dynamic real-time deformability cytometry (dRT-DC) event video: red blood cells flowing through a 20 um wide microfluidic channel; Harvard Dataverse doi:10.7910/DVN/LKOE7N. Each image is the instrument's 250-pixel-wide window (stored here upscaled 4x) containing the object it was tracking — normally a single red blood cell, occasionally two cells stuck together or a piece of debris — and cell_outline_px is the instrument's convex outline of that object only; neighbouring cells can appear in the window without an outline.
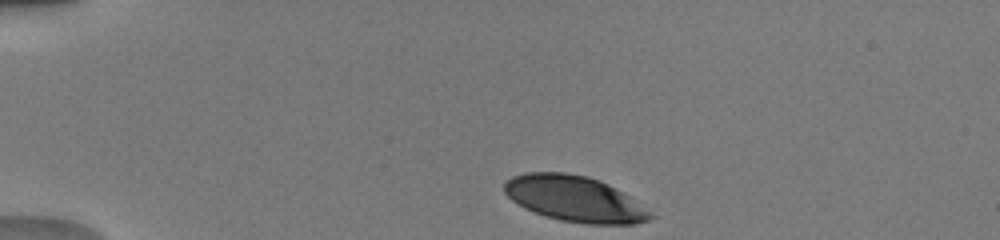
{"species": "human", "species_latin": "Homo sapiens", "temperature_condition": "warm", "stored_images_in_passage": 41, "camera_frame_rate_fps": 3000, "um_per_image_px": 0.085, "donor": {"sex": "male"}, "frame": {"image": 1, "passage_image": 1, "time_ms": 0.0, "image_size_px": [1000, 240], "cell_outline_px": [[656, 216], [648, 220], [632, 224], [584, 224], [560, 220], [544, 216], [524, 208], [512, 200], [504, 192], [504, 184], [512, 176], [524, 172], [564, 172], [588, 176], [600, 180], [616, 188], [628, 196]], "centroid_in_image_um": [48.82, 16.89], "position_along_channel_um": 36.2, "area_um2": 38.9}}
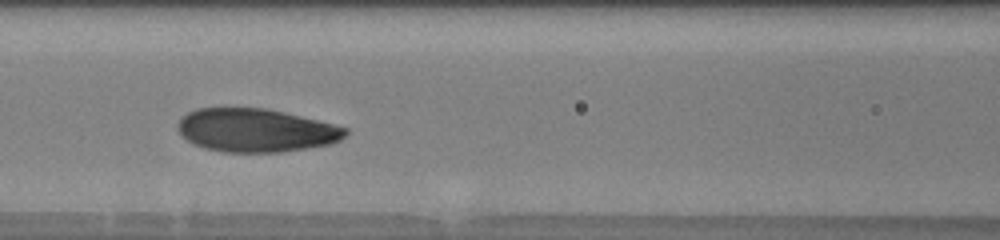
{"frame": {"image": 2, "passage_image": 14, "time_ms": 4.333, "image_size_px": [1000, 240], "cell_outline_px": [[348, 132], [340, 140], [332, 144], [308, 148], [280, 152], [224, 152], [204, 148], [188, 140], [176, 128], [176, 124], [180, 116], [196, 108], [268, 108], [348, 128]], "centroid_in_image_um": [21.73, 11.07], "position_along_channel_um": 144.9, "area_um2": 42.37}}
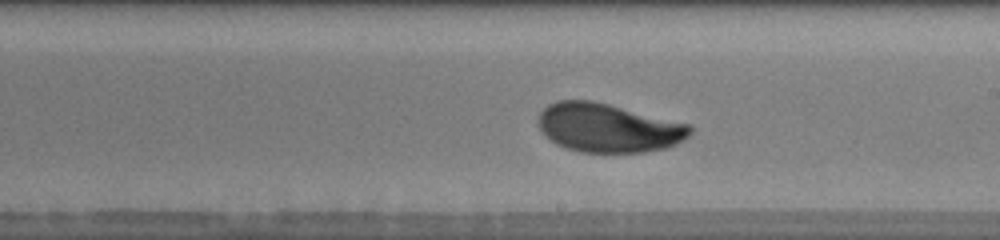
{"frame": {"image": 3, "passage_image": 21, "time_ms": 6.667, "image_size_px": [1000, 240], "cell_outline_px": [[692, 132], [684, 140], [668, 148], [644, 152], [580, 152], [564, 148], [556, 144], [536, 124], [540, 112], [548, 104], [556, 100], [592, 100], [692, 124]], "centroid_in_image_um": [51.72, 10.86], "position_along_channel_um": 237.3, "area_um2": 43.47}, "authors_computed_cell_mechanics": {"area_um2": 43.0032, "velocity_mm_per_s": 3.9695, "shape_relaxation_time_tau1_ms": 3.5615, "shape_relaxation_time_tau2_ms": null, "deformation_change_tau1": 0.152, "deformation_change_tau2": null}}